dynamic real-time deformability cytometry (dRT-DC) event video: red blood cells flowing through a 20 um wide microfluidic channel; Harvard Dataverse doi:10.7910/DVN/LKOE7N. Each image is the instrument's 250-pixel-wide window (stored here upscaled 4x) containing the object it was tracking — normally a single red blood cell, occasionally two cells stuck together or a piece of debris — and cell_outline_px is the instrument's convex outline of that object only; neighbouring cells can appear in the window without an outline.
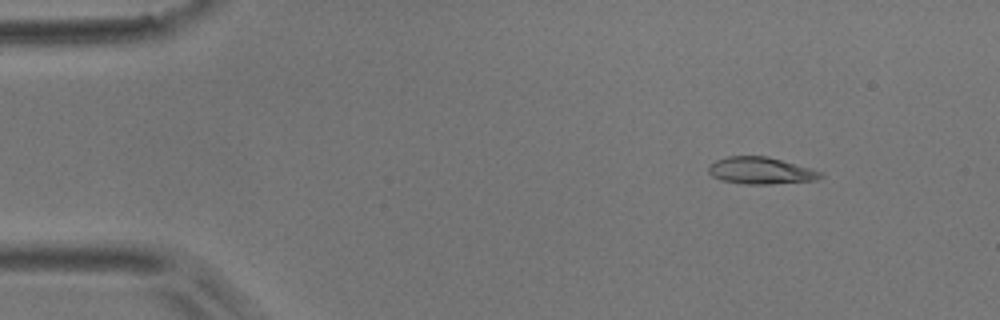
{"species": "common noctule bat (a hibernating species)", "species_latin": "Nyctalus noctula", "temperature_condition": "room temperature", "stored_images_in_passage": 47, "camera_frame_rate_fps": 3000, "um_per_image_px": 0.085, "animal": {"sex": "male", "body_mass_g": 17.9}, "frame": {"image": 1, "passage_image": 1, "time_ms": 0.0, "image_size_px": [1000, 320], "cell_outline_px": [[824, 176], [816, 180], [772, 184], [744, 184], [720, 180], [712, 176], [708, 172], [708, 164], [716, 160], [728, 156], [768, 156], [812, 168], [824, 172]], "centroid_in_image_um": [64.68, 14.5], "position_along_channel_um": 20.3, "area_um2": 17.86}}
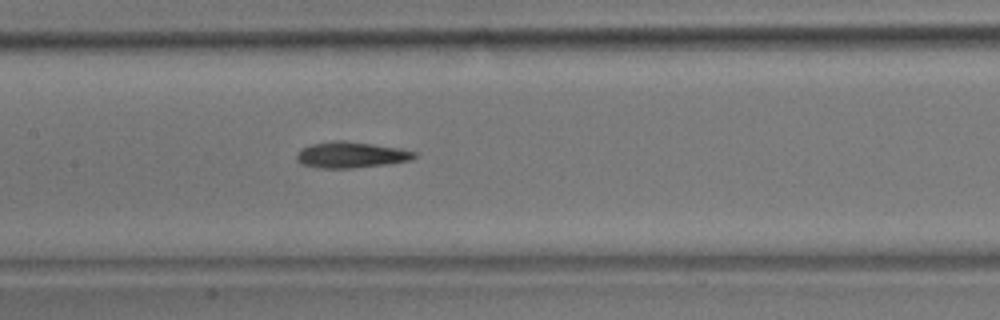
{"frame": {"image": 2, "passage_image": 20, "time_ms": 6.333, "image_size_px": [1000, 320], "cell_outline_px": [[416, 156], [412, 160], [388, 164], [352, 168], [320, 168], [300, 164], [296, 160], [296, 152], [300, 148], [312, 144], [332, 140], [344, 140], [400, 148], [416, 152]], "centroid_in_image_um": [29.8, 13.16], "position_along_channel_um": 177.6, "area_um2": 18.09}}
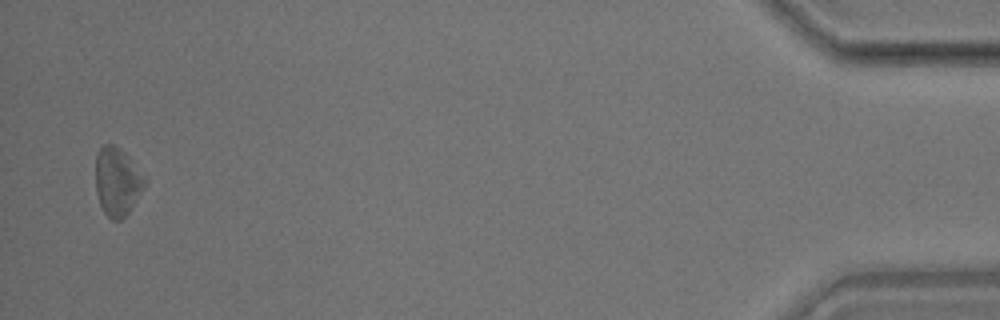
{"frame": {"image": 3, "passage_image": 46, "time_ms": 15.0, "image_size_px": [1000, 320], "cell_outline_px": [[144, 184], [132, 208], [120, 220], [112, 220], [104, 212], [100, 204], [96, 192], [96, 156], [100, 148], [104, 144], [112, 144], [124, 152], [144, 176]], "centroid_in_image_um": [9.93, 15.44], "position_along_channel_um": 425.3, "area_um2": 19.02}, "authors_computed_cell_mechanics": {"area_um2": 17.6868, "velocity_mm_per_s": 3.8391, "shape_relaxation_time_tau1_ms": 3.2682, "shape_relaxation_time_tau2_ms": 10.5439, "deformation_change_tau1": 0.1315, "deformation_change_tau2": 0.2326}}